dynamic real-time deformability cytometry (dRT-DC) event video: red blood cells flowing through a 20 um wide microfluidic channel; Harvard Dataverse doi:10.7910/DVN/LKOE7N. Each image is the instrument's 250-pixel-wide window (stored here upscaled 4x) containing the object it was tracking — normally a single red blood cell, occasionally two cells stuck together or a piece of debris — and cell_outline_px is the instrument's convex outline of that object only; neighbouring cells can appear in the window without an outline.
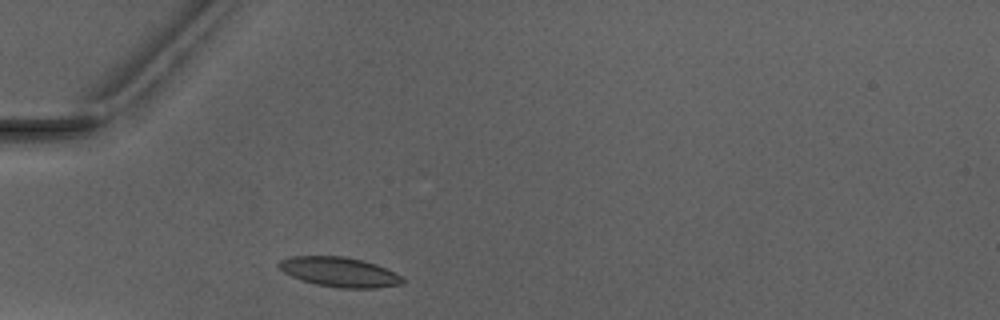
{"species": "Egyptian fruit bat (a non-hibernating species)", "species_latin": "Rousettus aegyptiacus", "temperature_condition": "warm", "stored_images_in_passage": 1, "camera_frame_rate_fps": 3000, "um_per_image_px": 0.085, "animal": {"sex": "male"}, "frame": {"image": 1, "passage_image": 1, "time_ms": 0.0, "image_size_px": [1000, 320], "cell_outline_px": [[404, 280], [400, 284], [376, 288], [340, 288], [316, 284], [292, 276], [284, 272], [276, 264], [280, 260], [292, 256], [344, 256], [364, 260], [376, 264], [396, 272]], "centroid_in_image_um": [28.86, 23.11], "position_along_channel_um": 56.1, "area_um2": 21.33}}